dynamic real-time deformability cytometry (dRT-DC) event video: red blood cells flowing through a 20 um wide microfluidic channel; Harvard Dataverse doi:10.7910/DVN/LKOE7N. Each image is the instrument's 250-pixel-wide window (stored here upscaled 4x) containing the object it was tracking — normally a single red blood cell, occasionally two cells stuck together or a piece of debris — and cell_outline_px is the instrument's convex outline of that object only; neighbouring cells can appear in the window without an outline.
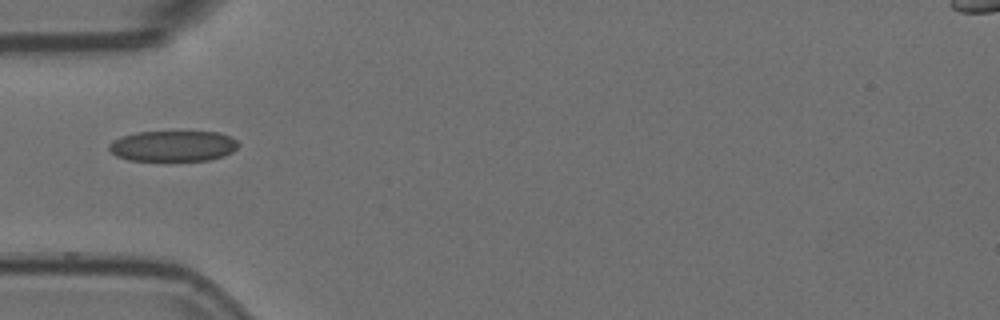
{"species": "Egyptian fruit bat (a non-hibernating species)", "species_latin": "Rousettus aegyptiacus", "temperature_condition": "room temperature", "stored_images_in_passage": 6, "camera_frame_rate_fps": 3000, "um_per_image_px": 0.085, "animal": {"sex": "female"}, "frame": {"image": 1, "passage_image": 1, "time_ms": 0.0, "image_size_px": [1000, 320], "cell_outline_px": [[240, 144], [232, 152], [224, 156], [208, 160], [128, 160], [116, 156], [108, 148], [108, 144], [112, 140], [120, 136], [136, 132], [220, 132], [232, 136]], "centroid_in_image_um": [14.71, 12.4], "position_along_channel_um": 70.3, "area_um2": 23.29}}
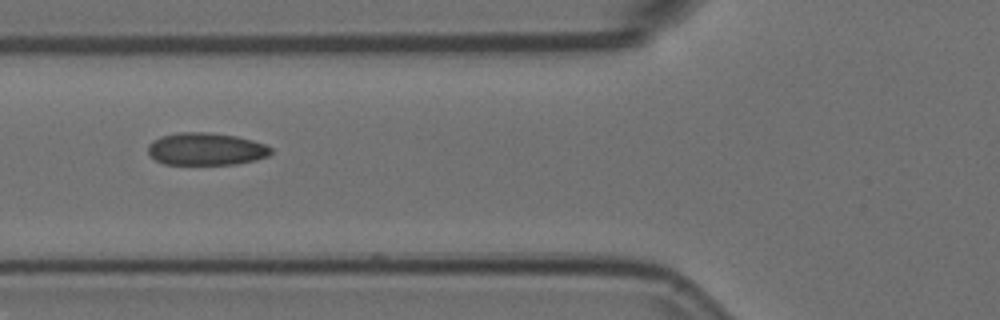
{"frame": {"image": 2, "passage_image": 4, "time_ms": 1.0, "image_size_px": [1000, 320], "cell_outline_px": [[272, 152], [268, 156], [256, 160], [236, 164], [164, 164], [156, 160], [148, 152], [148, 144], [152, 140], [160, 136], [176, 132], [208, 132], [236, 136], [252, 140], [264, 144], [272, 148]], "centroid_in_image_um": [17.5, 12.66], "position_along_channel_um": 108.3, "area_um2": 23.35}}